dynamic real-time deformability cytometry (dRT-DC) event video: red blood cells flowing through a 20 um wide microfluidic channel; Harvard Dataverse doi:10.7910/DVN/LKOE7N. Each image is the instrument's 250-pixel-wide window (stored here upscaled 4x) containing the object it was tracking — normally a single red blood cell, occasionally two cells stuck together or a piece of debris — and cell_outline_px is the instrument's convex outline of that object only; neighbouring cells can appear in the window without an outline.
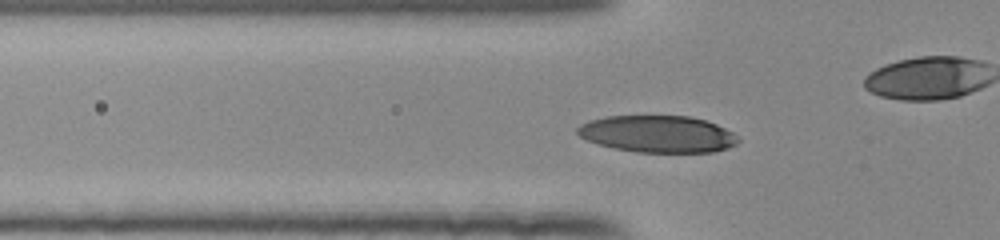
{"species": "human", "species_latin": "Homo sapiens", "temperature_condition": "room temperature", "stored_images_in_passage": 42, "camera_frame_rate_fps": 3000, "um_per_image_px": 0.085, "donor": {"sex": "female"}, "frame": {"image": 1, "passage_image": 13, "time_ms": 4.0, "image_size_px": [1000, 240], "cell_outline_px": [[740, 140], [736, 144], [728, 148], [712, 152], [636, 152], [612, 148], [588, 140], [580, 136], [576, 132], [576, 128], [580, 124], [588, 120], [608, 116], [688, 116], [704, 120], [716, 124], [732, 132]], "centroid_in_image_um": [55.88, 11.39], "position_along_channel_um": 69.9, "area_um2": 34.51}}
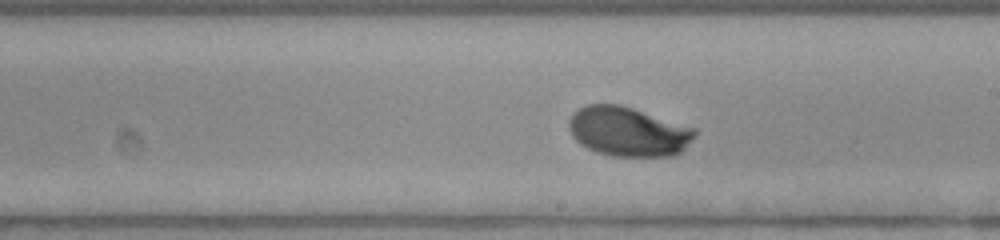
{"frame": {"image": 2, "passage_image": 26, "time_ms": 8.333, "image_size_px": [1000, 240], "cell_outline_px": [[696, 136], [680, 152], [672, 156], [612, 156], [596, 152], [580, 144], [572, 136], [568, 128], [568, 120], [572, 112], [588, 104], [620, 104], [696, 128]], "centroid_in_image_um": [53.37, 11.18], "position_along_channel_um": 235.6, "area_um2": 36.41}}
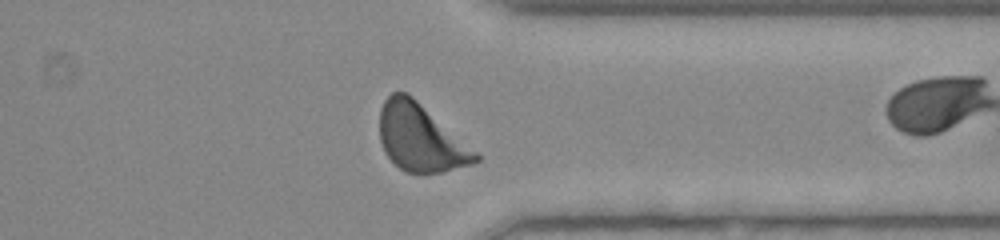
{"frame": {"image": 3, "passage_image": 37, "time_ms": 12.0, "image_size_px": [1000, 240], "cell_outline_px": [[480, 160], [476, 164], [444, 172], [408, 172], [400, 168], [384, 152], [380, 140], [380, 108], [384, 100], [392, 92], [408, 92], [476, 152], [480, 156]], "centroid_in_image_um": [35.74, 11.71], "position_along_channel_um": 375.7, "area_um2": 37.22}, "authors_computed_cell_mechanics": {"area_um2": 35.6626, "velocity_mm_per_s": 3.8472, "shape_relaxation_time_tau1_ms": 2.4547, "shape_relaxation_time_tau2_ms": null, "deformation_change_tau1": 0.1602, "deformation_change_tau2": null}}